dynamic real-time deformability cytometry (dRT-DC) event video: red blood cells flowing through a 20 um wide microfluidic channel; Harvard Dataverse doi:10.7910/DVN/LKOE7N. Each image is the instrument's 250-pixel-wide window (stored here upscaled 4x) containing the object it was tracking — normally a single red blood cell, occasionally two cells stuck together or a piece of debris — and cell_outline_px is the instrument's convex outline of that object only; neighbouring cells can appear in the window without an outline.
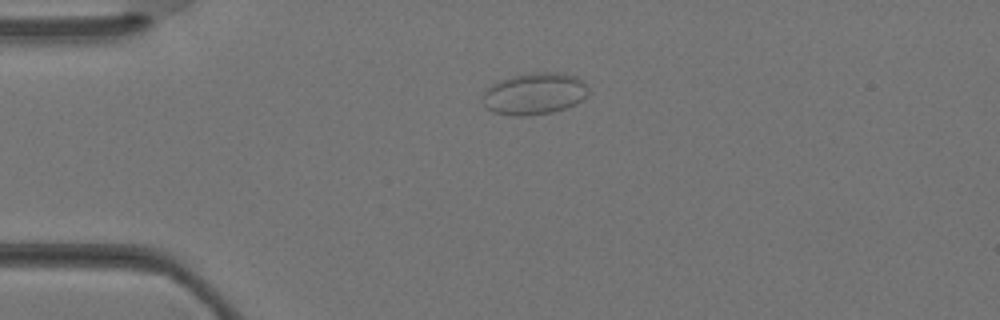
{"species": "Egyptian fruit bat (a non-hibernating species)", "species_latin": "Rousettus aegyptiacus", "temperature_condition": "warm", "stored_images_in_passage": 1, "camera_frame_rate_fps": 3000, "um_per_image_px": 0.085, "animal": {"sex": "female"}, "frame": {"image": 1, "passage_image": 1, "time_ms": 0.0, "image_size_px": [1000, 320], "cell_outline_px": [[588, 92], [576, 104], [552, 112], [528, 116], [512, 116], [492, 112], [484, 108], [484, 92], [492, 84], [500, 80], [512, 76], [528, 72], [560, 72], [576, 76], [588, 88]], "centroid_in_image_um": [45.39, 7.96], "position_along_channel_um": 39.6, "area_um2": 25.78}}